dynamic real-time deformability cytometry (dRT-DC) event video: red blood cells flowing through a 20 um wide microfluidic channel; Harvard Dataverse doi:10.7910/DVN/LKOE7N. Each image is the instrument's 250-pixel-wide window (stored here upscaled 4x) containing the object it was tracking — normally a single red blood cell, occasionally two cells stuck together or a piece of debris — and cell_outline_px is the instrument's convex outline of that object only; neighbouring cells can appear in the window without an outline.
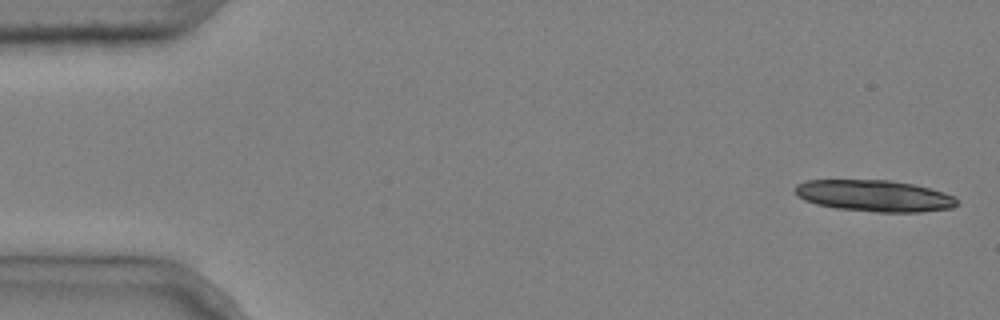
{"species": "common noctule bat (a hibernating species)", "species_latin": "Nyctalus noctula", "temperature_condition": "cold", "stored_images_in_passage": 5, "camera_frame_rate_fps": 3000, "um_per_image_px": 0.085, "animal": {"sex": "male", "body_mass_g": 20.4}, "frame": {"image": 1, "passage_image": 1, "time_ms": 0.0, "image_size_px": [1000, 320], "cell_outline_px": [[956, 204], [952, 208], [920, 212], [876, 212], [836, 208], [816, 204], [804, 200], [796, 196], [796, 184], [808, 180], [892, 180], [912, 184], [944, 192], [956, 196]], "centroid_in_image_um": [74.31, 16.64], "position_along_channel_um": 10.7, "area_um2": 29.71}}